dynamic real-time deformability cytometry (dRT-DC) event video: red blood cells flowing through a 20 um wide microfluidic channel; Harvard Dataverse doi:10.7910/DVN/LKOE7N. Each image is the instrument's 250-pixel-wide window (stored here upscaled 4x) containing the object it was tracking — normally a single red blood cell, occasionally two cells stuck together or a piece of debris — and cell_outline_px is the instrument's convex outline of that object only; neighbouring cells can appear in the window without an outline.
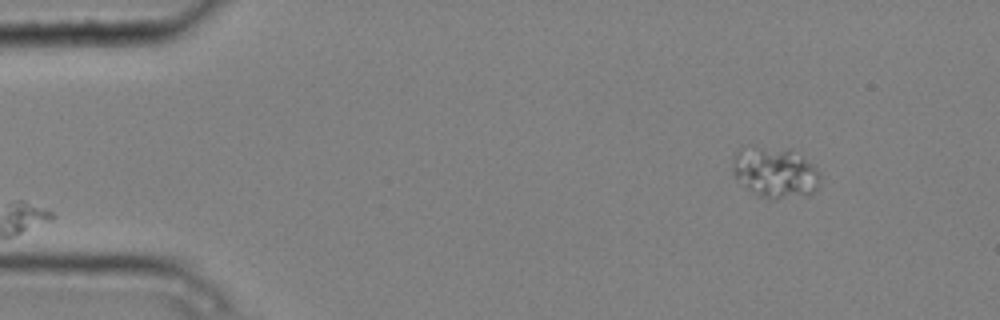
{"species": "common noctule bat (a hibernating species)", "species_latin": "Nyctalus noctula", "temperature_condition": "cold", "stored_images_in_passage": 2, "segment_of_instrument_passage": [2, 2], "camera_frame_rate_fps": 3000, "um_per_image_px": 0.085, "animal": {"sex": "male", "body_mass_g": 20.4}, "frame": {"image": 1, "passage_image": 2, "time_ms": 0.333, "image_size_px": [1000, 320], "cell_outline_px": [[820, 184], [816, 192], [808, 196], [772, 200], [768, 200], [752, 192], [736, 180], [732, 172], [732, 168], [736, 152], [740, 148], [788, 152], [812, 164], [820, 172]], "centroid_in_image_um": [65.9, 14.79], "position_along_channel_um": 19.1, "area_um2": 25.09}}